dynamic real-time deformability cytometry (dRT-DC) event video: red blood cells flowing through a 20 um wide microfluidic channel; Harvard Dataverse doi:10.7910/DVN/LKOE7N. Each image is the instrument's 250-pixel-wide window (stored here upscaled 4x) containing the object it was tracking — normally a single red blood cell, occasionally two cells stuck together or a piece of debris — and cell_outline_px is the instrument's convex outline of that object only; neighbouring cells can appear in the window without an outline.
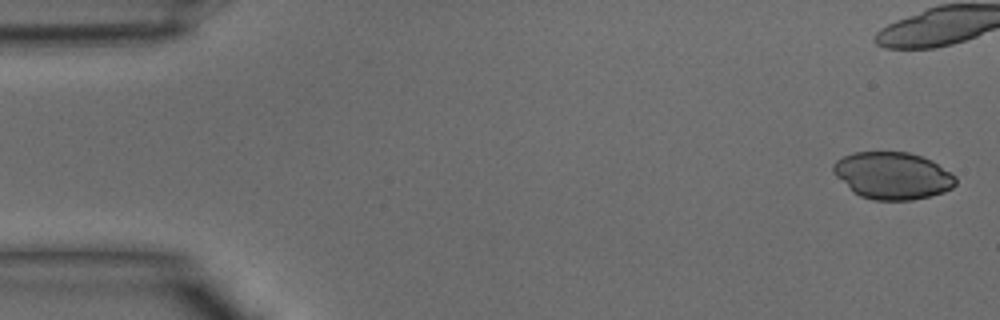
{"species": "common noctule bat (a hibernating species)", "species_latin": "Nyctalus noctula", "temperature_condition": "warm", "stored_images_in_passage": 16, "camera_frame_rate_fps": 3000, "um_per_image_px": 0.085, "animal": {"sex": "male", "body_mass_g": 15.6}, "frame": {"image": 1, "passage_image": 1, "time_ms": 0.0, "image_size_px": [1000, 320], "cell_outline_px": [[956, 184], [952, 188], [944, 192], [912, 200], [872, 200], [860, 196], [852, 192], [832, 172], [832, 164], [836, 160], [852, 152], [908, 152], [932, 160], [956, 176]], "centroid_in_image_um": [75.85, 14.93], "position_along_channel_um": 9.2, "area_um2": 33.76}}